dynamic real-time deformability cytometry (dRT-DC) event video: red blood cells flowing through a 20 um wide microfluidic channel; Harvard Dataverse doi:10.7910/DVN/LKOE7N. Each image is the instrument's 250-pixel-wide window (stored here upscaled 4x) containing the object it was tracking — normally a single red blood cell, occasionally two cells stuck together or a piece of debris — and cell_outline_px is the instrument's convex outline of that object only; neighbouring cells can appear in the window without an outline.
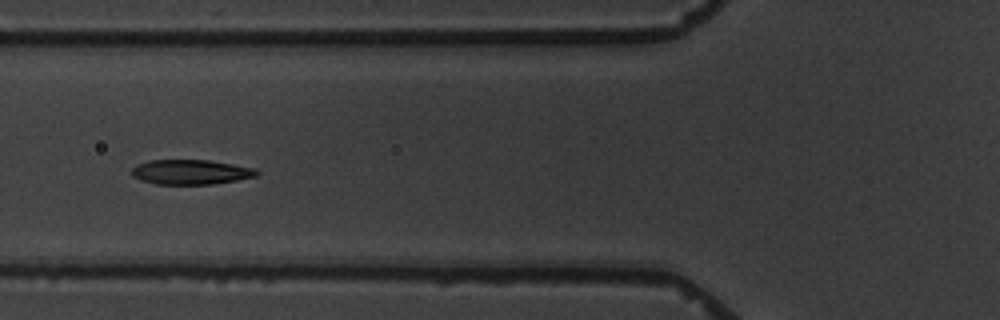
{"species": "common noctule bat (a hibernating species)", "species_latin": "Nyctalus noctula", "temperature_condition": "warm", "stored_images_in_passage": 10, "camera_frame_rate_fps": 3000, "um_per_image_px": 0.085, "animal": {"sex": "male", "body_mass_g": 19.5, "forearm_length_mm": 54.6}, "frame": {"image": 1, "passage_image": 6, "time_ms": 5.667, "image_size_px": [1000, 320], "cell_outline_px": [[260, 172], [256, 176], [236, 180], [212, 184], [156, 184], [140, 180], [132, 176], [132, 168], [136, 164], [148, 160], [208, 160], [256, 168]], "centroid_in_image_um": [16.19, 14.62], "position_along_channel_um": 109.6, "area_um2": 18.09}}
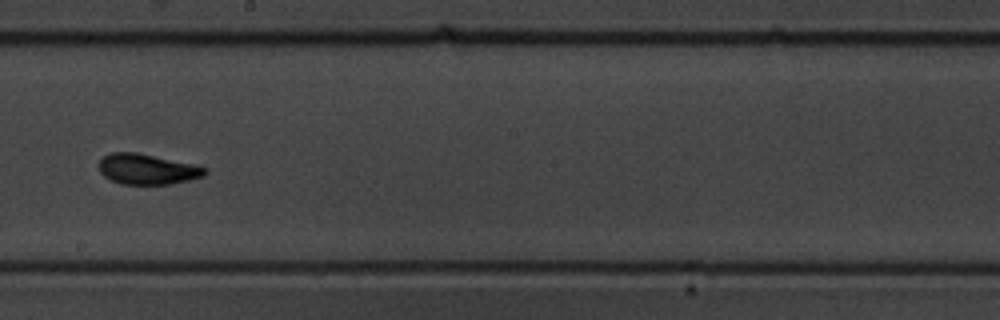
{"frame": {"image": 2, "passage_image": 9, "time_ms": 9.333, "image_size_px": [1000, 320], "cell_outline_px": [[208, 172], [204, 176], [188, 180], [168, 184], [120, 184], [104, 176], [100, 172], [100, 160], [104, 156], [112, 152], [136, 152], [196, 164], [208, 168]], "centroid_in_image_um": [12.56, 14.37], "position_along_channel_um": 235.6, "area_um2": 18.84}}
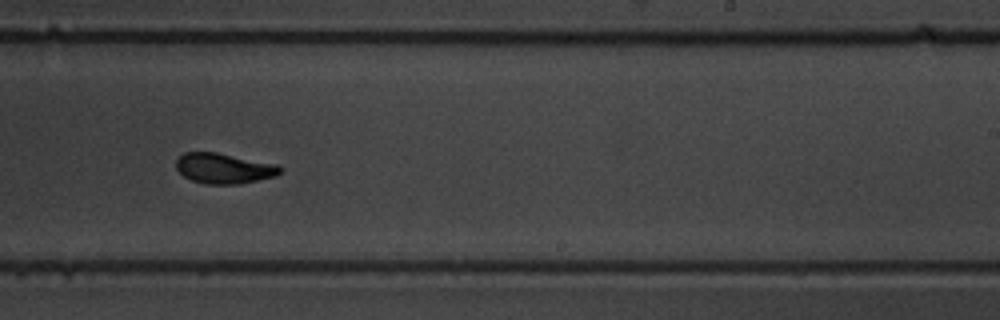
{"frame": {"image": 3, "passage_image": 10, "time_ms": 10.333, "image_size_px": [1000, 320], "cell_outline_px": [[280, 172], [276, 176], [240, 184], [204, 184], [192, 180], [184, 176], [176, 168], [176, 160], [184, 152], [216, 152], [276, 164], [280, 168]], "centroid_in_image_um": [19.01, 14.31], "position_along_channel_um": 270.0, "area_um2": 18.26}}